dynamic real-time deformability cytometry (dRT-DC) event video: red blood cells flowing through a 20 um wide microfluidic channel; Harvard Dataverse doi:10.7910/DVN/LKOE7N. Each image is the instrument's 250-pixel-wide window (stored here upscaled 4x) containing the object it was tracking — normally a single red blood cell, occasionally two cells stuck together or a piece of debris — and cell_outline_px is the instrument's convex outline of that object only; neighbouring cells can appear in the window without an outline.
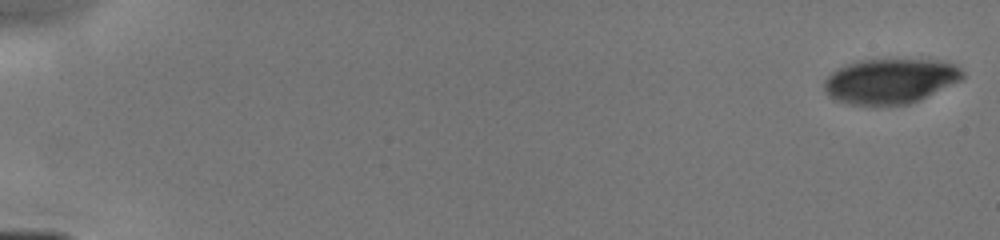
{"species": "human", "species_latin": "Homo sapiens", "temperature_condition": "cold", "stored_images_in_passage": 29, "camera_frame_rate_fps": 3000, "um_per_image_px": 0.085, "donor": {"sex": "male"}, "frame": {"image": 1, "passage_image": 1, "time_ms": 0.0, "image_size_px": [1000, 240], "cell_outline_px": [[964, 76], [960, 80], [920, 100], [908, 104], [848, 104], [836, 100], [828, 96], [824, 88], [824, 80], [836, 68], [856, 60], [928, 60], [956, 64], [964, 72]], "centroid_in_image_um": [75.64, 6.88], "position_along_channel_um": 9.4, "area_um2": 36.01}}
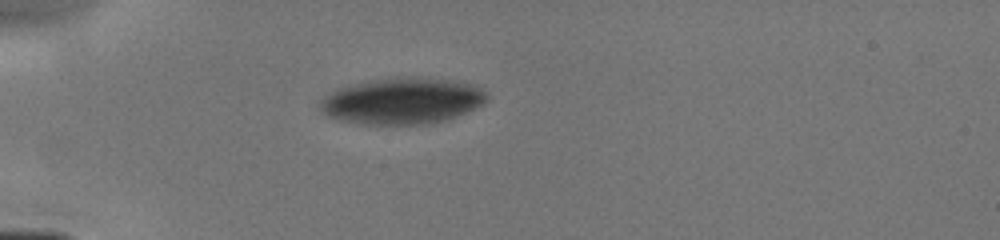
{"frame": {"image": 2, "passage_image": 25, "time_ms": 4.667, "image_size_px": [1000, 240], "cell_outline_px": [[488, 100], [484, 104], [456, 116], [432, 124], [360, 124], [340, 120], [328, 116], [320, 108], [320, 100], [324, 96], [340, 88], [372, 80], [396, 76], [452, 80], [472, 84], [480, 88], [488, 96]], "centroid_in_image_um": [34.21, 8.58], "position_along_channel_um": 50.8, "area_um2": 44.74}}